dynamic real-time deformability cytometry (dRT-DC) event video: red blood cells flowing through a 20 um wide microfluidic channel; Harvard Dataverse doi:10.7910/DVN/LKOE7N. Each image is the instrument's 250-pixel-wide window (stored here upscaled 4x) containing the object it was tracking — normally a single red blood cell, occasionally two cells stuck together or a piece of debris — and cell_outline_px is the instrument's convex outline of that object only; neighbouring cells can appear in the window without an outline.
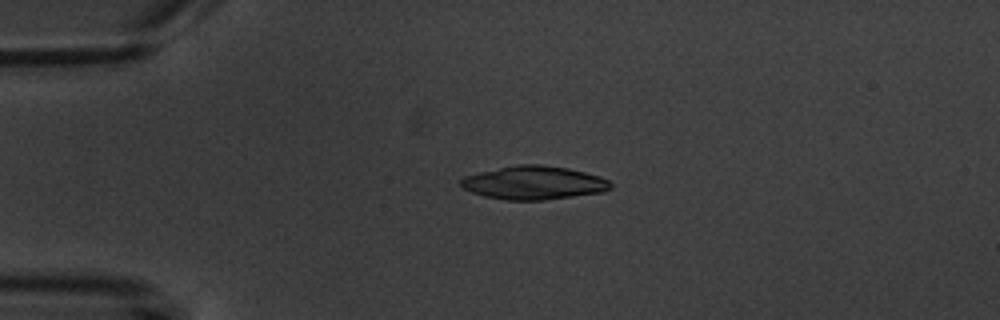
{"species": "common noctule bat (a hibernating species)", "species_latin": "Nyctalus noctula", "temperature_condition": "warm", "stored_images_in_passage": 4, "camera_frame_rate_fps": 3000, "um_per_image_px": 0.085, "animal": {"sex": "male", "body_mass_g": 20.1, "forearm_length_mm": 53.5}, "frame": {"image": 1, "passage_image": 2, "time_ms": 1.0, "image_size_px": [1000, 320], "cell_outline_px": [[612, 188], [604, 192], [544, 200], [504, 200], [484, 196], [472, 192], [464, 188], [460, 184], [460, 180], [464, 176], [480, 172], [516, 164], [540, 164], [568, 168], [600, 176], [608, 180], [612, 184]], "centroid_in_image_um": [45.39, 15.53], "position_along_channel_um": 39.6, "area_um2": 29.25}}